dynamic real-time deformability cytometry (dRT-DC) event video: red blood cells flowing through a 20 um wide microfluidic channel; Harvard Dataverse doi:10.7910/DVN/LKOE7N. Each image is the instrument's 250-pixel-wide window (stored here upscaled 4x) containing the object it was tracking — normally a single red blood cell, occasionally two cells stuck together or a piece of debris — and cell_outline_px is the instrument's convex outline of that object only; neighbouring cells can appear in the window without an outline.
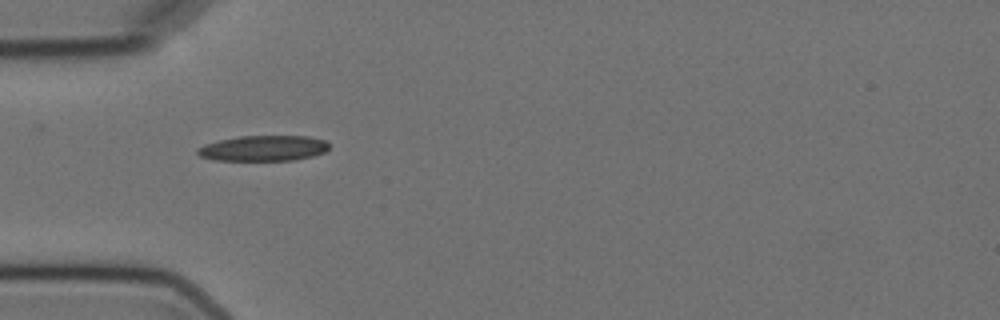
{"species": "Egyptian fruit bat (a non-hibernating species)", "species_latin": "Rousettus aegyptiacus", "temperature_condition": "cold", "stored_images_in_passage": 3, "camera_frame_rate_fps": 3000, "um_per_image_px": 0.085, "animal": {"sex": "female"}, "frame": {"image": 1, "passage_image": 1, "time_ms": 0.0, "image_size_px": [1000, 320], "cell_outline_px": [[328, 148], [324, 152], [312, 156], [292, 160], [212, 160], [200, 156], [196, 152], [196, 148], [204, 144], [220, 140], [240, 136], [308, 136], [324, 140], [328, 144]], "centroid_in_image_um": [22.35, 12.6], "position_along_channel_um": 62.7, "area_um2": 19.48}}
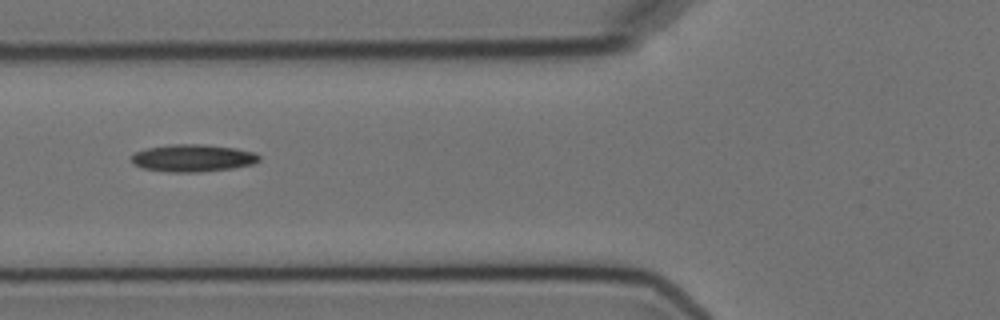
{"frame": {"image": 2, "passage_image": 2, "time_ms": 1.333, "image_size_px": [1000, 320], "cell_outline_px": [[260, 160], [252, 164], [232, 168], [200, 172], [168, 172], [144, 168], [132, 164], [132, 156], [136, 152], [148, 148], [172, 144], [204, 144], [236, 148], [256, 152], [260, 156]], "centroid_in_image_um": [16.42, 13.43], "position_along_channel_um": 109.4, "area_um2": 20.35}}
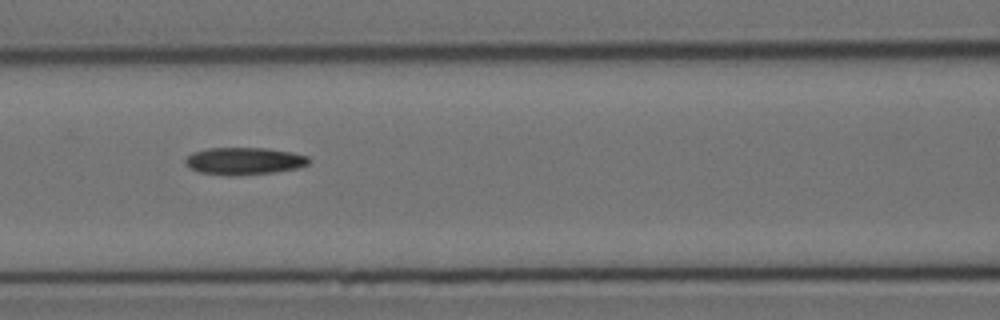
{"frame": {"image": 3, "passage_image": 3, "time_ms": 2.333, "image_size_px": [1000, 320], "cell_outline_px": [[312, 160], [308, 164], [296, 168], [272, 172], [236, 176], [228, 176], [200, 172], [184, 164], [184, 160], [192, 152], [208, 148], [268, 148], [292, 152], [308, 156]], "centroid_in_image_um": [20.75, 13.68], "position_along_channel_um": 145.8, "area_um2": 19.71}}